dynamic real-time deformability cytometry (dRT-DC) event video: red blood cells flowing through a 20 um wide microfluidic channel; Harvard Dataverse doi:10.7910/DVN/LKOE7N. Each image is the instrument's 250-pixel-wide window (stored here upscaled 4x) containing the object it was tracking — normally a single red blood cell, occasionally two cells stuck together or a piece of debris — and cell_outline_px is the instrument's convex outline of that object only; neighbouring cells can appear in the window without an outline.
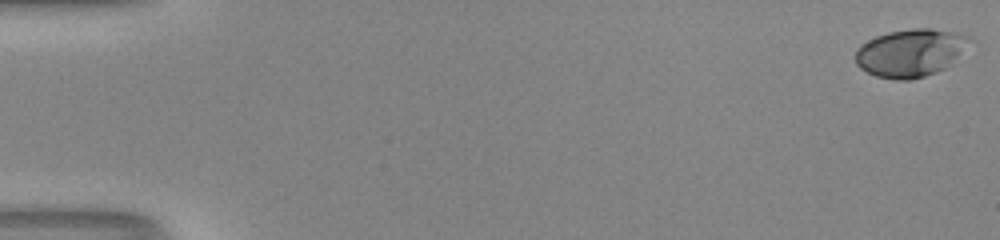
{"species": "human", "species_latin": "Homo sapiens", "temperature_condition": "room temperature", "stored_images_in_passage": 52, "camera_frame_rate_fps": 3000, "um_per_image_px": 0.085, "donor": {"sex": "male"}, "frame": {"image": 1, "passage_image": 1, "time_ms": 0.0, "image_size_px": [1000, 240], "cell_outline_px": [[976, 40], [944, 68], [936, 72], [924, 76], [908, 80], [896, 80], [876, 76], [860, 68], [856, 64], [856, 48], [860, 44], [876, 36], [888, 32], [916, 28], [932, 28], [972, 36]], "centroid_in_image_um": [77.41, 4.47], "position_along_channel_um": 7.6, "area_um2": 31.85}}
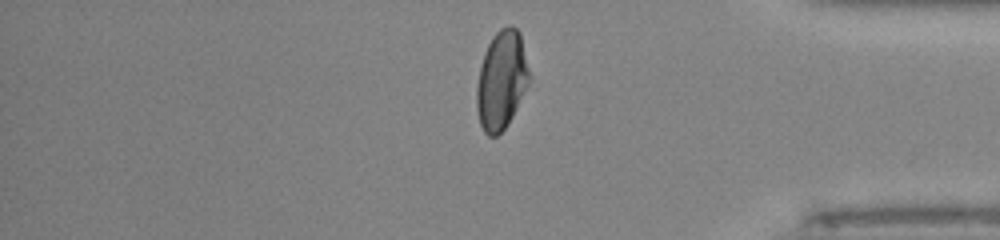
{"frame": {"image": 2, "passage_image": 44, "time_ms": 14.333, "image_size_px": [1000, 240], "cell_outline_px": [[536, 88], [508, 124], [496, 136], [488, 136], [484, 132], [480, 124], [476, 108], [476, 88], [480, 68], [484, 52], [492, 36], [500, 28], [512, 24], [520, 32]], "centroid_in_image_um": [42.75, 6.85], "position_along_channel_um": 392.4, "area_um2": 32.31}}
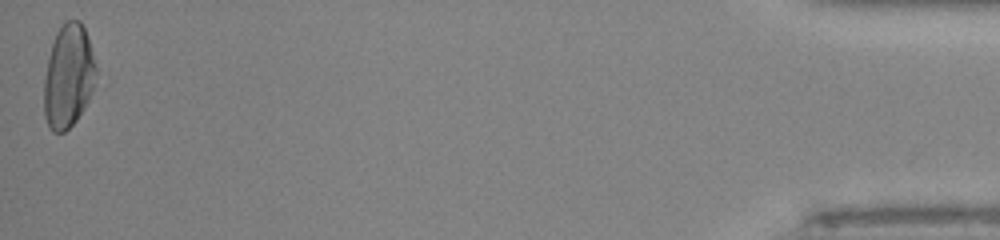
{"frame": {"image": 3, "passage_image": 52, "time_ms": 17.0, "image_size_px": [1000, 240], "cell_outline_px": [[96, 84], [84, 108], [76, 120], [64, 132], [52, 132], [48, 128], [44, 116], [44, 80], [48, 56], [56, 32], [64, 20], [80, 20], [84, 28], [88, 40], [96, 68]], "centroid_in_image_um": [5.8, 6.49], "position_along_channel_um": 429.4, "area_um2": 31.44}, "authors_computed_cell_mechanics": {"area_um2": 30.8941, "velocity_mm_per_s": 4.1481, "shape_relaxation_time_tau1_ms": 3.7561, "shape_relaxation_time_tau2_ms": null, "deformation_change_tau1": 0.1713, "deformation_change_tau2": null}}